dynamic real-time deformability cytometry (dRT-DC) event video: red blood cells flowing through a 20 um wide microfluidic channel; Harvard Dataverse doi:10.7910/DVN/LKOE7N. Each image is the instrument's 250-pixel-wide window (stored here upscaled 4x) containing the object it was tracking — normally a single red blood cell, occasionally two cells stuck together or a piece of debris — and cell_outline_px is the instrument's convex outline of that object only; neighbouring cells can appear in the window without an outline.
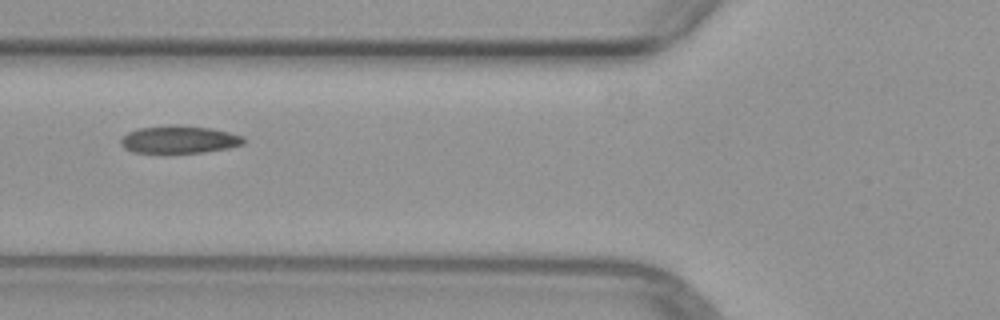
{"species": "common noctule bat (a hibernating species)", "species_latin": "Nyctalus noctula", "temperature_condition": "warm", "stored_images_in_passage": 3, "camera_frame_rate_fps": 3000, "um_per_image_px": 0.085, "animal": {"sex": "female", "body_mass_g": 29.2, "forearm_length_mm": 56.3}, "frame": {"image": 1, "passage_image": 3, "time_ms": 2.333, "image_size_px": [1000, 320], "cell_outline_px": [[244, 144], [228, 148], [200, 152], [132, 152], [124, 148], [120, 144], [120, 140], [128, 132], [140, 128], [168, 124], [180, 124], [212, 128], [244, 136]], "centroid_in_image_um": [15.23, 11.83], "position_along_channel_um": 110.6, "area_um2": 19.77}}